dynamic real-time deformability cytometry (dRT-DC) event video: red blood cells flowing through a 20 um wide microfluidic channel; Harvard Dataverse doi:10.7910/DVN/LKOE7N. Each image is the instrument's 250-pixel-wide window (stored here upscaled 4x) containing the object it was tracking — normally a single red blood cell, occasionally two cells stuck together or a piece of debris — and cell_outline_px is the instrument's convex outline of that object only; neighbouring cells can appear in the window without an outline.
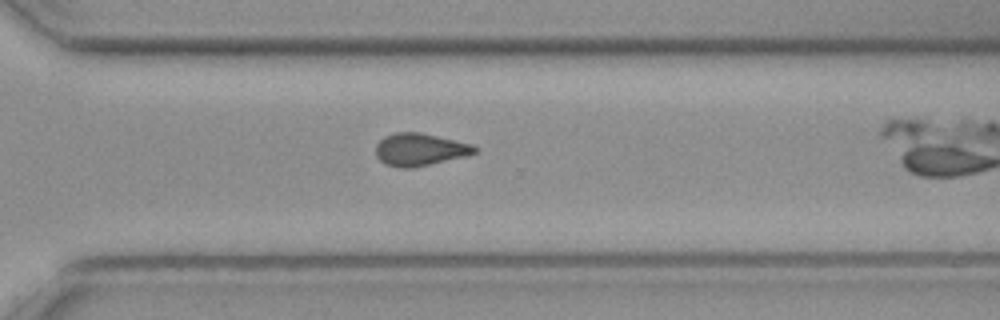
{"species": "common noctule bat (a hibernating species)", "species_latin": "Nyctalus noctula", "temperature_condition": "cold", "stored_images_in_passage": 33, "camera_frame_rate_fps": 3000, "um_per_image_px": 0.085, "animal": {"sex": "female", "body_mass_g": 19.3, "forearm_length_mm": 54.1}, "frame": {"image": 1, "passage_image": 28, "time_ms": 9.0, "image_size_px": [1000, 320], "cell_outline_px": [[480, 148], [476, 152], [468, 156], [412, 168], [396, 168], [384, 164], [376, 156], [376, 144], [384, 136], [396, 132], [420, 132], [472, 144]], "centroid_in_image_um": [35.69, 12.72], "position_along_channel_um": 334.9, "area_um2": 18.96}}